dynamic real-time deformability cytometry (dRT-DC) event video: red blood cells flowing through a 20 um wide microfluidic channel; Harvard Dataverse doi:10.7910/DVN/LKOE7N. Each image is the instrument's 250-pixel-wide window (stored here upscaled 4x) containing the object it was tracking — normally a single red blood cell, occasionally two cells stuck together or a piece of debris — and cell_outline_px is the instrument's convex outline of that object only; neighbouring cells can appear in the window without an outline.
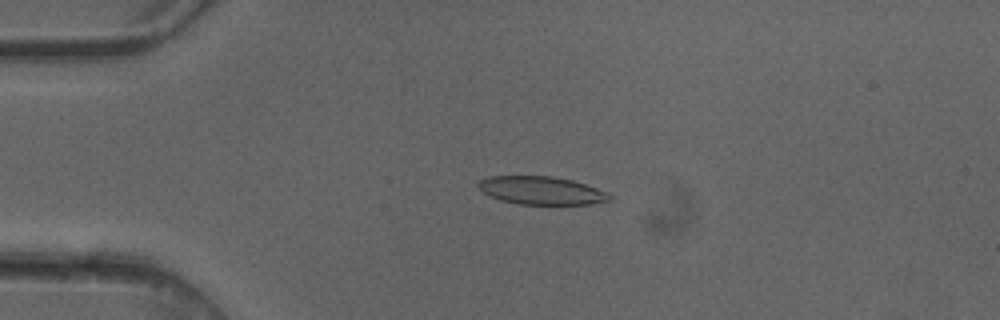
{"species": "common noctule bat (a hibernating species)", "species_latin": "Nyctalus noctula", "temperature_condition": "cold", "stored_images_in_passage": 5, "camera_frame_rate_fps": 3000, "um_per_image_px": 0.085, "animal": {"sex": "female"}, "frame": {"image": 1, "passage_image": 4, "time_ms": 1.0, "image_size_px": [1000, 320], "cell_outline_px": [[612, 200], [592, 204], [516, 204], [500, 200], [488, 196], [476, 184], [480, 180], [488, 176], [552, 176], [572, 180], [608, 192], [612, 196]], "centroid_in_image_um": [46.01, 16.19], "position_along_channel_um": 39.0, "area_um2": 21.56}}